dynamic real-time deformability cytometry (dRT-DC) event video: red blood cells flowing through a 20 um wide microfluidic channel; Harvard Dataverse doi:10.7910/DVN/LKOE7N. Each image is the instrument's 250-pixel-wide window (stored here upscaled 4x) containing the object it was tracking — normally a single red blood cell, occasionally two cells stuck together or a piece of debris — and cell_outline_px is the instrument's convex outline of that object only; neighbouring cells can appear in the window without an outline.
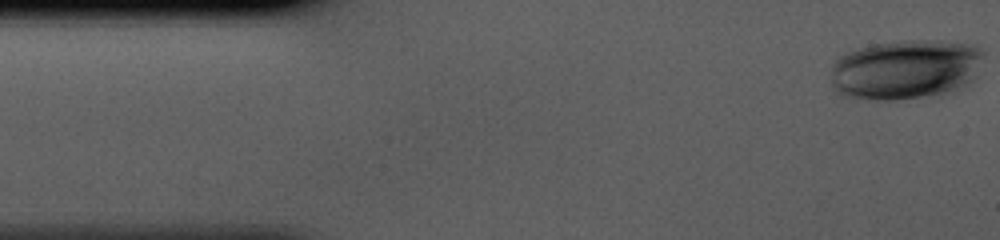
{"species": "human", "species_latin": "Homo sapiens", "temperature_condition": "cold", "stored_images_in_passage": 42, "camera_frame_rate_fps": 3000, "um_per_image_px": 0.085, "donor": {"sex": "male"}, "frame": {"image": 1, "passage_image": 1, "time_ms": 0.0, "image_size_px": [1000, 240], "cell_outline_px": [[984, 52], [976, 76], [972, 80], [956, 92], [896, 100], [852, 100], [836, 92], [832, 88], [832, 64], [840, 56], [848, 52], [872, 44], [904, 40], [944, 40], [976, 44]], "centroid_in_image_um": [76.98, 5.91], "position_along_channel_um": 8.0, "area_um2": 54.33}}
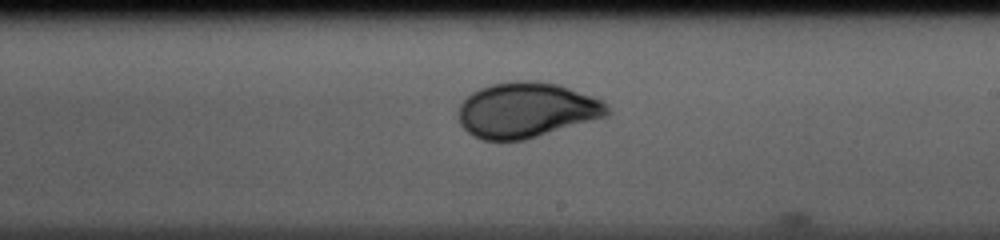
{"frame": {"image": 2, "passage_image": 24, "time_ms": 7.667, "image_size_px": [1000, 240], "cell_outline_px": [[612, 112], [608, 116], [524, 140], [484, 140], [472, 136], [460, 124], [460, 104], [472, 92], [480, 88], [492, 84], [524, 80], [556, 84], [604, 100], [608, 104]], "centroid_in_image_um": [44.79, 9.37], "position_along_channel_um": 244.2, "area_um2": 47.63}}
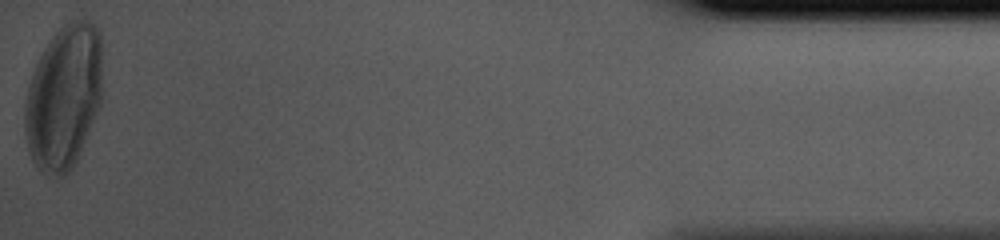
{"frame": {"image": 3, "passage_image": 42, "time_ms": 13.667, "image_size_px": [1000, 240], "cell_outline_px": [[100, 108], [76, 160], [68, 172], [64, 176], [56, 176], [40, 172], [36, 168], [32, 160], [28, 148], [24, 128], [24, 108], [28, 88], [32, 72], [44, 48], [52, 36], [64, 24], [72, 20], [88, 20], [100, 32]], "centroid_in_image_um": [5.39, 8.28], "position_along_channel_um": 429.8, "area_um2": 65.03}}